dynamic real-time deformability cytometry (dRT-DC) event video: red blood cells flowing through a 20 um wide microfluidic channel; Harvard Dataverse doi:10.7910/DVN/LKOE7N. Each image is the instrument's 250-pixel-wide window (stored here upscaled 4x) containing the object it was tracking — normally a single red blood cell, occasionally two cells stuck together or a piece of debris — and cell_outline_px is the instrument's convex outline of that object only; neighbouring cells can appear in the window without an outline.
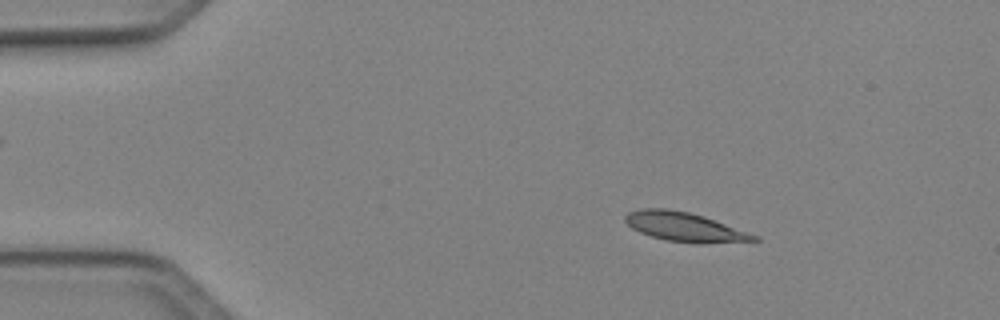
{"species": "Egyptian fruit bat (a non-hibernating species)", "species_latin": "Rousettus aegyptiacus", "temperature_condition": "cold", "stored_images_in_passage": 43, "camera_frame_rate_fps": 3000, "um_per_image_px": 0.085, "animal": {"sex": "female"}, "frame": {"image": 1, "passage_image": 1, "time_ms": 0.0, "image_size_px": [1000, 320], "cell_outline_px": [[760, 240], [668, 240], [652, 236], [640, 232], [632, 228], [624, 220], [624, 216], [628, 212], [640, 208], [668, 208], [688, 212], [704, 216], [760, 236]], "centroid_in_image_um": [58.06, 19.2], "position_along_channel_um": 26.9, "area_um2": 20.58}}
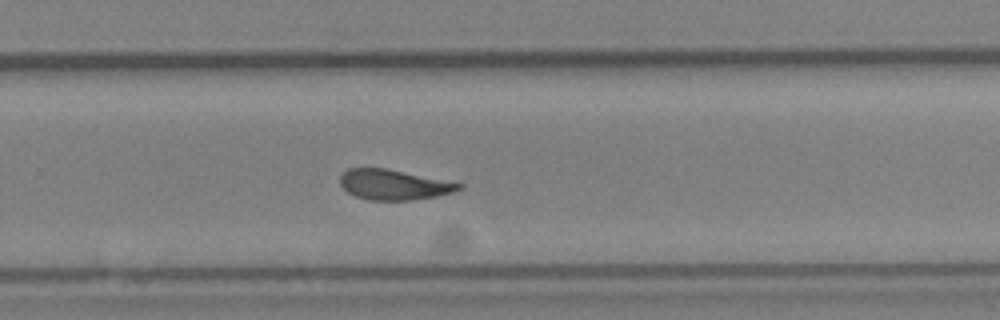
{"frame": {"image": 2, "passage_image": 26, "time_ms": 8.333, "image_size_px": [1000, 320], "cell_outline_px": [[464, 188], [452, 192], [436, 196], [408, 200], [368, 200], [356, 196], [348, 192], [340, 184], [340, 176], [348, 168], [384, 168], [464, 184]], "centroid_in_image_um": [33.46, 15.7], "position_along_channel_um": 296.3, "area_um2": 20.63}}
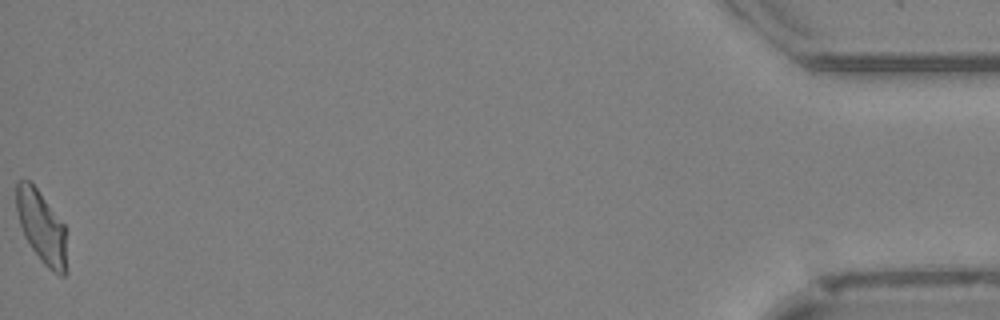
{"frame": {"image": 3, "passage_image": 43, "time_ms": 14.0, "image_size_px": [1000, 320], "cell_outline_px": [[64, 276], [60, 276], [52, 272], [44, 264], [32, 248], [24, 236], [16, 212], [16, 184], [20, 180], [28, 180], [36, 188], [64, 224]], "centroid_in_image_um": [3.48, 19.26], "position_along_channel_um": 431.7, "area_um2": 20.46}, "authors_computed_cell_mechanics": {"area_um2": 21.5594, "velocity_mm_per_s": 4.0922, "shape_relaxation_time_tau1_ms": 3.7672, "shape_relaxation_time_tau2_ms": 1.7401, "deformation_change_tau1": 0.1427, "deformation_change_tau2": 0.0704}}